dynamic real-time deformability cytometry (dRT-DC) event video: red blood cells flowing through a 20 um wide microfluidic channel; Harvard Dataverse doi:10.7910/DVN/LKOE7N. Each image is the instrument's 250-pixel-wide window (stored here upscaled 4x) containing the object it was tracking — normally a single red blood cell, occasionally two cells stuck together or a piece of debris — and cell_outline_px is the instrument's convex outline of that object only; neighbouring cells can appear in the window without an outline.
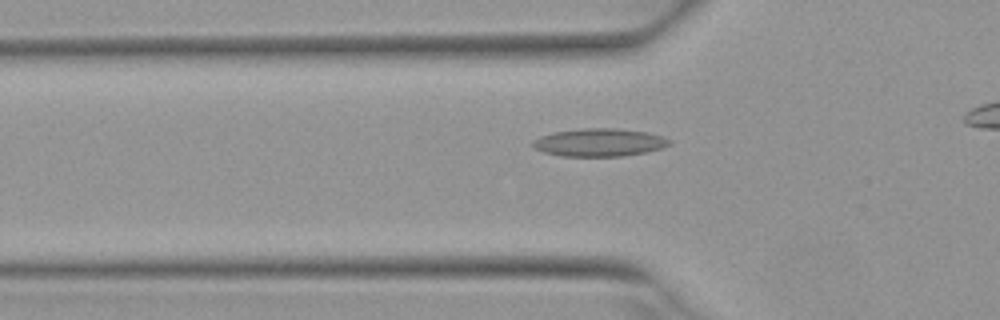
{"species": "Egyptian fruit bat (a non-hibernating species)", "species_latin": "Rousettus aegyptiacus", "temperature_condition": "warm", "stored_images_in_passage": 37, "camera_frame_rate_fps": 3000, "um_per_image_px": 0.085, "animal": {"sex": "female"}, "frame": {"image": 1, "passage_image": 10, "time_ms": 3.0, "image_size_px": [1000, 320], "cell_outline_px": [[672, 144], [648, 152], [624, 156], [560, 156], [544, 152], [536, 148], [532, 144], [532, 140], [540, 136], [552, 132], [580, 128], [616, 128], [648, 132], [672, 140]], "centroid_in_image_um": [50.95, 12.1], "position_along_channel_um": 74.9, "area_um2": 22.37}}
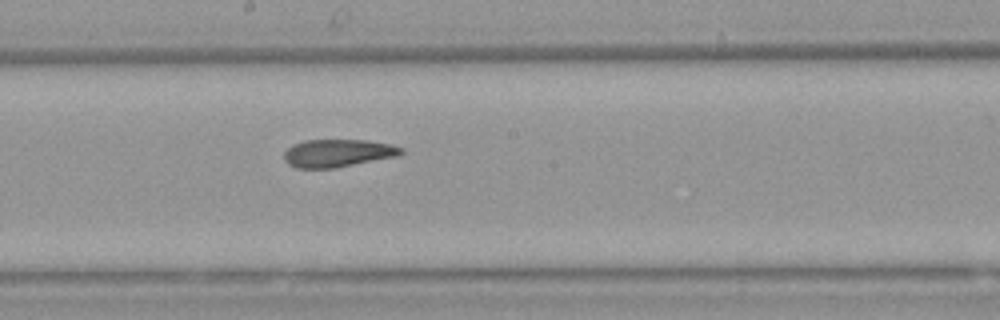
{"frame": {"image": 2, "passage_image": 21, "time_ms": 6.667, "image_size_px": [1000, 320], "cell_outline_px": [[404, 152], [400, 156], [336, 168], [296, 168], [288, 164], [284, 160], [284, 152], [292, 144], [304, 140], [368, 140], [392, 144], [404, 148]], "centroid_in_image_um": [28.75, 13.01], "position_along_channel_um": 219.4, "area_um2": 19.31}}
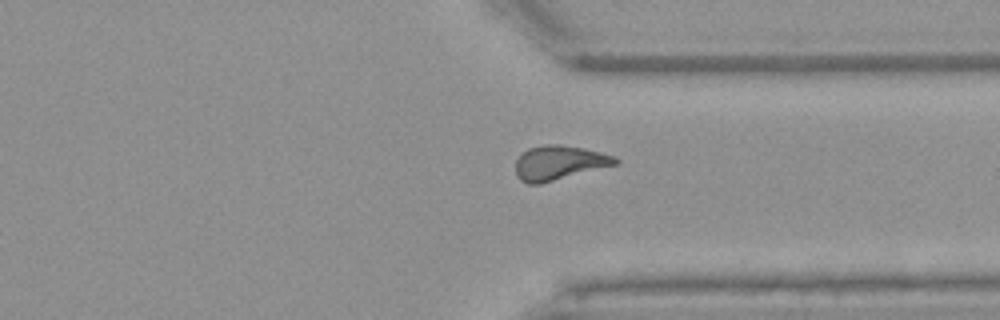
{"frame": {"image": 3, "passage_image": 32, "time_ms": 10.333, "image_size_px": [1000, 320], "cell_outline_px": [[620, 164], [540, 184], [528, 184], [520, 180], [516, 176], [516, 160], [520, 152], [528, 148], [544, 144], [560, 144], [584, 148], [616, 156], [620, 160]], "centroid_in_image_um": [47.54, 13.83], "position_along_channel_um": 363.9, "area_um2": 20.46}}